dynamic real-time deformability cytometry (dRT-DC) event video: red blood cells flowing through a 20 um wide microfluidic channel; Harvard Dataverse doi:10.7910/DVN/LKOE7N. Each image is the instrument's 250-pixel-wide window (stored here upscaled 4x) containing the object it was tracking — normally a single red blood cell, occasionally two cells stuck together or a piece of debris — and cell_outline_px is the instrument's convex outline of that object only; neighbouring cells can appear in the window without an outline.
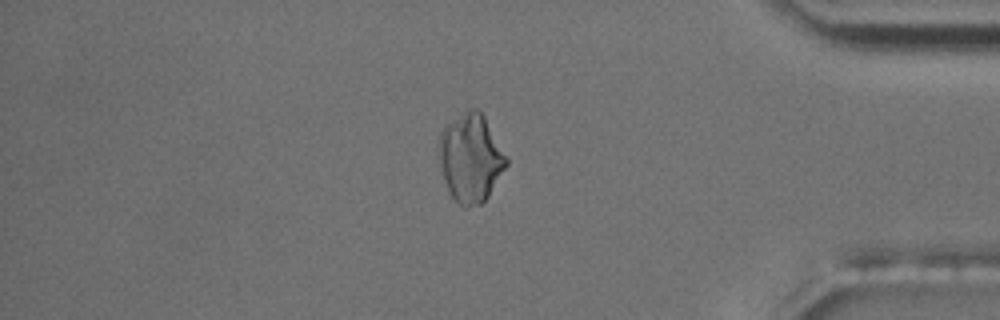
{"species": "common noctule bat (a hibernating species)", "species_latin": "Nyctalus noctula", "temperature_condition": "room temperature", "stored_images_in_passage": 55, "camera_frame_rate_fps": 3000, "um_per_image_px": 0.085, "animal": {"sex": "male", "body_mass_g": 17.5, "forearm_length_mm": 52.3}, "frame": {"image": 1, "passage_image": 47, "time_ms": 15.333, "image_size_px": [1000, 320], "cell_outline_px": [[508, 164], [488, 196], [480, 204], [468, 208], [464, 208], [452, 196], [444, 180], [440, 168], [440, 132], [444, 124], [468, 108], [476, 108], [484, 116], [508, 156]], "centroid_in_image_um": [40.02, 13.4], "position_along_channel_um": 395.2, "area_um2": 34.74}}